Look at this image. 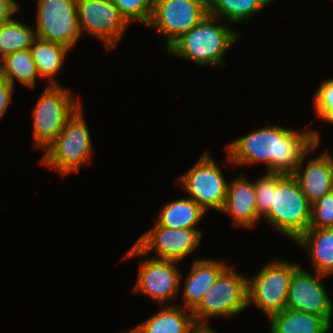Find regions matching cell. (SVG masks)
I'll list each match as a JSON object with an SVG mask.
<instances>
[{"label": "cell", "instance_id": "1", "mask_svg": "<svg viewBox=\"0 0 333 333\" xmlns=\"http://www.w3.org/2000/svg\"><path fill=\"white\" fill-rule=\"evenodd\" d=\"M314 130L266 126L242 136L226 146L228 164H266V173L292 174L302 156L319 141Z\"/></svg>", "mask_w": 333, "mask_h": 333}, {"label": "cell", "instance_id": "2", "mask_svg": "<svg viewBox=\"0 0 333 333\" xmlns=\"http://www.w3.org/2000/svg\"><path fill=\"white\" fill-rule=\"evenodd\" d=\"M221 21L223 20L208 14L198 25L174 41L165 52L199 66L224 68L227 49L241 38V34L227 24H220Z\"/></svg>", "mask_w": 333, "mask_h": 333}, {"label": "cell", "instance_id": "3", "mask_svg": "<svg viewBox=\"0 0 333 333\" xmlns=\"http://www.w3.org/2000/svg\"><path fill=\"white\" fill-rule=\"evenodd\" d=\"M268 226L296 242L309 228L311 204L292 174L276 173L270 211L263 217Z\"/></svg>", "mask_w": 333, "mask_h": 333}, {"label": "cell", "instance_id": "4", "mask_svg": "<svg viewBox=\"0 0 333 333\" xmlns=\"http://www.w3.org/2000/svg\"><path fill=\"white\" fill-rule=\"evenodd\" d=\"M92 140L82 105L67 120L55 140L44 150L41 164L66 176L91 163Z\"/></svg>", "mask_w": 333, "mask_h": 333}, {"label": "cell", "instance_id": "5", "mask_svg": "<svg viewBox=\"0 0 333 333\" xmlns=\"http://www.w3.org/2000/svg\"><path fill=\"white\" fill-rule=\"evenodd\" d=\"M81 105V101L74 100L69 89L61 85H47L32 111L35 147L44 151Z\"/></svg>", "mask_w": 333, "mask_h": 333}, {"label": "cell", "instance_id": "6", "mask_svg": "<svg viewBox=\"0 0 333 333\" xmlns=\"http://www.w3.org/2000/svg\"><path fill=\"white\" fill-rule=\"evenodd\" d=\"M299 267L288 260L267 262L253 279H247L248 307L255 305L268 318L285 310L289 286Z\"/></svg>", "mask_w": 333, "mask_h": 333}, {"label": "cell", "instance_id": "7", "mask_svg": "<svg viewBox=\"0 0 333 333\" xmlns=\"http://www.w3.org/2000/svg\"><path fill=\"white\" fill-rule=\"evenodd\" d=\"M247 279L228 265L191 311L194 320L207 322L211 317L230 318L247 309Z\"/></svg>", "mask_w": 333, "mask_h": 333}, {"label": "cell", "instance_id": "8", "mask_svg": "<svg viewBox=\"0 0 333 333\" xmlns=\"http://www.w3.org/2000/svg\"><path fill=\"white\" fill-rule=\"evenodd\" d=\"M202 231L188 228L153 226L124 255V260L155 252L153 258L179 262L200 245Z\"/></svg>", "mask_w": 333, "mask_h": 333}, {"label": "cell", "instance_id": "9", "mask_svg": "<svg viewBox=\"0 0 333 333\" xmlns=\"http://www.w3.org/2000/svg\"><path fill=\"white\" fill-rule=\"evenodd\" d=\"M214 158L205 152L198 161L180 177L176 183L185 190L188 198L202 209L221 211L226 200L228 182Z\"/></svg>", "mask_w": 333, "mask_h": 333}, {"label": "cell", "instance_id": "10", "mask_svg": "<svg viewBox=\"0 0 333 333\" xmlns=\"http://www.w3.org/2000/svg\"><path fill=\"white\" fill-rule=\"evenodd\" d=\"M208 15V0H154L147 27L164 35L166 50Z\"/></svg>", "mask_w": 333, "mask_h": 333}, {"label": "cell", "instance_id": "11", "mask_svg": "<svg viewBox=\"0 0 333 333\" xmlns=\"http://www.w3.org/2000/svg\"><path fill=\"white\" fill-rule=\"evenodd\" d=\"M36 37L71 49L82 34L76 0H38Z\"/></svg>", "mask_w": 333, "mask_h": 333}, {"label": "cell", "instance_id": "12", "mask_svg": "<svg viewBox=\"0 0 333 333\" xmlns=\"http://www.w3.org/2000/svg\"><path fill=\"white\" fill-rule=\"evenodd\" d=\"M79 26L102 40L108 50L116 48L129 24L121 16L111 0H76Z\"/></svg>", "mask_w": 333, "mask_h": 333}, {"label": "cell", "instance_id": "13", "mask_svg": "<svg viewBox=\"0 0 333 333\" xmlns=\"http://www.w3.org/2000/svg\"><path fill=\"white\" fill-rule=\"evenodd\" d=\"M325 277L316 272L310 273L300 266L291 280L286 308L319 315L332 323L333 300L321 283Z\"/></svg>", "mask_w": 333, "mask_h": 333}, {"label": "cell", "instance_id": "14", "mask_svg": "<svg viewBox=\"0 0 333 333\" xmlns=\"http://www.w3.org/2000/svg\"><path fill=\"white\" fill-rule=\"evenodd\" d=\"M139 266L134 291L147 295L159 305L176 298L182 279L176 261L148 257Z\"/></svg>", "mask_w": 333, "mask_h": 333}, {"label": "cell", "instance_id": "15", "mask_svg": "<svg viewBox=\"0 0 333 333\" xmlns=\"http://www.w3.org/2000/svg\"><path fill=\"white\" fill-rule=\"evenodd\" d=\"M320 140L302 156L296 170L292 176L297 180L302 193L306 196L308 202L312 205L321 199L325 194L333 191V174L330 156L323 151L317 157L310 159L305 167L302 163L305 161L307 154L312 152L319 146Z\"/></svg>", "mask_w": 333, "mask_h": 333}, {"label": "cell", "instance_id": "16", "mask_svg": "<svg viewBox=\"0 0 333 333\" xmlns=\"http://www.w3.org/2000/svg\"><path fill=\"white\" fill-rule=\"evenodd\" d=\"M229 215L235 226L249 229L262 218L256 208L254 182L241 175L228 184L225 204L220 211Z\"/></svg>", "mask_w": 333, "mask_h": 333}, {"label": "cell", "instance_id": "17", "mask_svg": "<svg viewBox=\"0 0 333 333\" xmlns=\"http://www.w3.org/2000/svg\"><path fill=\"white\" fill-rule=\"evenodd\" d=\"M228 265L222 260L197 259L184 283L183 308L193 310Z\"/></svg>", "mask_w": 333, "mask_h": 333}, {"label": "cell", "instance_id": "18", "mask_svg": "<svg viewBox=\"0 0 333 333\" xmlns=\"http://www.w3.org/2000/svg\"><path fill=\"white\" fill-rule=\"evenodd\" d=\"M194 321L191 310L182 308L176 303L175 305L166 303L157 313L127 333H188Z\"/></svg>", "mask_w": 333, "mask_h": 333}, {"label": "cell", "instance_id": "19", "mask_svg": "<svg viewBox=\"0 0 333 333\" xmlns=\"http://www.w3.org/2000/svg\"><path fill=\"white\" fill-rule=\"evenodd\" d=\"M295 243L308 250L316 273L324 276L333 274V228H308Z\"/></svg>", "mask_w": 333, "mask_h": 333}, {"label": "cell", "instance_id": "20", "mask_svg": "<svg viewBox=\"0 0 333 333\" xmlns=\"http://www.w3.org/2000/svg\"><path fill=\"white\" fill-rule=\"evenodd\" d=\"M269 320L270 333H329L331 329L325 317L287 308Z\"/></svg>", "mask_w": 333, "mask_h": 333}, {"label": "cell", "instance_id": "21", "mask_svg": "<svg viewBox=\"0 0 333 333\" xmlns=\"http://www.w3.org/2000/svg\"><path fill=\"white\" fill-rule=\"evenodd\" d=\"M205 213L191 198L174 199L163 206L154 226L198 229L196 225Z\"/></svg>", "mask_w": 333, "mask_h": 333}, {"label": "cell", "instance_id": "22", "mask_svg": "<svg viewBox=\"0 0 333 333\" xmlns=\"http://www.w3.org/2000/svg\"><path fill=\"white\" fill-rule=\"evenodd\" d=\"M41 78H48V85H59L55 75L62 70L69 48L36 37L29 48Z\"/></svg>", "mask_w": 333, "mask_h": 333}, {"label": "cell", "instance_id": "23", "mask_svg": "<svg viewBox=\"0 0 333 333\" xmlns=\"http://www.w3.org/2000/svg\"><path fill=\"white\" fill-rule=\"evenodd\" d=\"M0 76L13 87L17 80L20 84L31 88L35 86L37 76L40 78L29 49L7 54L1 59Z\"/></svg>", "mask_w": 333, "mask_h": 333}, {"label": "cell", "instance_id": "24", "mask_svg": "<svg viewBox=\"0 0 333 333\" xmlns=\"http://www.w3.org/2000/svg\"><path fill=\"white\" fill-rule=\"evenodd\" d=\"M270 3V0H208V14L237 24L252 19Z\"/></svg>", "mask_w": 333, "mask_h": 333}, {"label": "cell", "instance_id": "25", "mask_svg": "<svg viewBox=\"0 0 333 333\" xmlns=\"http://www.w3.org/2000/svg\"><path fill=\"white\" fill-rule=\"evenodd\" d=\"M36 38L35 29L12 18L0 25V60L7 54L29 49Z\"/></svg>", "mask_w": 333, "mask_h": 333}, {"label": "cell", "instance_id": "26", "mask_svg": "<svg viewBox=\"0 0 333 333\" xmlns=\"http://www.w3.org/2000/svg\"><path fill=\"white\" fill-rule=\"evenodd\" d=\"M111 1L129 25L138 21L144 26H148L153 12L154 0Z\"/></svg>", "mask_w": 333, "mask_h": 333}, {"label": "cell", "instance_id": "27", "mask_svg": "<svg viewBox=\"0 0 333 333\" xmlns=\"http://www.w3.org/2000/svg\"><path fill=\"white\" fill-rule=\"evenodd\" d=\"M309 228H333V191L325 194L311 205V219Z\"/></svg>", "mask_w": 333, "mask_h": 333}, {"label": "cell", "instance_id": "28", "mask_svg": "<svg viewBox=\"0 0 333 333\" xmlns=\"http://www.w3.org/2000/svg\"><path fill=\"white\" fill-rule=\"evenodd\" d=\"M313 102L316 115L333 124V78L321 82Z\"/></svg>", "mask_w": 333, "mask_h": 333}, {"label": "cell", "instance_id": "29", "mask_svg": "<svg viewBox=\"0 0 333 333\" xmlns=\"http://www.w3.org/2000/svg\"><path fill=\"white\" fill-rule=\"evenodd\" d=\"M261 177L254 182V188L258 215L263 219L270 211L272 190L276 187V173H265V176Z\"/></svg>", "mask_w": 333, "mask_h": 333}, {"label": "cell", "instance_id": "30", "mask_svg": "<svg viewBox=\"0 0 333 333\" xmlns=\"http://www.w3.org/2000/svg\"><path fill=\"white\" fill-rule=\"evenodd\" d=\"M14 87L0 76V119L6 113L11 101Z\"/></svg>", "mask_w": 333, "mask_h": 333}, {"label": "cell", "instance_id": "31", "mask_svg": "<svg viewBox=\"0 0 333 333\" xmlns=\"http://www.w3.org/2000/svg\"><path fill=\"white\" fill-rule=\"evenodd\" d=\"M18 10L19 4L16 1H0V25L11 20Z\"/></svg>", "mask_w": 333, "mask_h": 333}, {"label": "cell", "instance_id": "32", "mask_svg": "<svg viewBox=\"0 0 333 333\" xmlns=\"http://www.w3.org/2000/svg\"><path fill=\"white\" fill-rule=\"evenodd\" d=\"M188 333H217L213 328H211L208 322H197L190 326Z\"/></svg>", "mask_w": 333, "mask_h": 333}, {"label": "cell", "instance_id": "33", "mask_svg": "<svg viewBox=\"0 0 333 333\" xmlns=\"http://www.w3.org/2000/svg\"><path fill=\"white\" fill-rule=\"evenodd\" d=\"M326 153H328V155L330 156L331 166H332V174H333V156L331 154H329V152H327V151H326Z\"/></svg>", "mask_w": 333, "mask_h": 333}]
</instances>
